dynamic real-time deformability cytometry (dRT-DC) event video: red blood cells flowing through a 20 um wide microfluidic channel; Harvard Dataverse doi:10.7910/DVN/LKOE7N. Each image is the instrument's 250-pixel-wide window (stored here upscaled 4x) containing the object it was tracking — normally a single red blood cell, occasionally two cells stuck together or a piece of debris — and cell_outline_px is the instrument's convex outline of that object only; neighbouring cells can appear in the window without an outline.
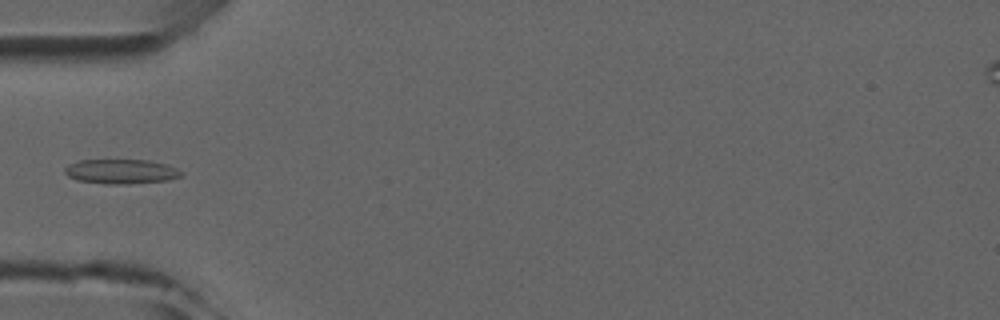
{"species": "common noctule bat (a hibernating species)", "species_latin": "Nyctalus noctula", "temperature_condition": "room temperature", "stored_images_in_passage": 5, "camera_frame_rate_fps": 3000, "um_per_image_px": 0.085, "animal": {"sex": "male", "forearm_length_mm": 52.5}, "frame": {"image": 1, "passage_image": 4, "time_ms": 3.333, "image_size_px": [1000, 320], "cell_outline_px": [[184, 176], [168, 180], [128, 184], [104, 184], [76, 180], [68, 176], [64, 172], [64, 168], [68, 164], [80, 160], [148, 160], [168, 164], [184, 172]], "centroid_in_image_um": [10.32, 14.58], "position_along_channel_um": 74.7, "area_um2": 16.94}}
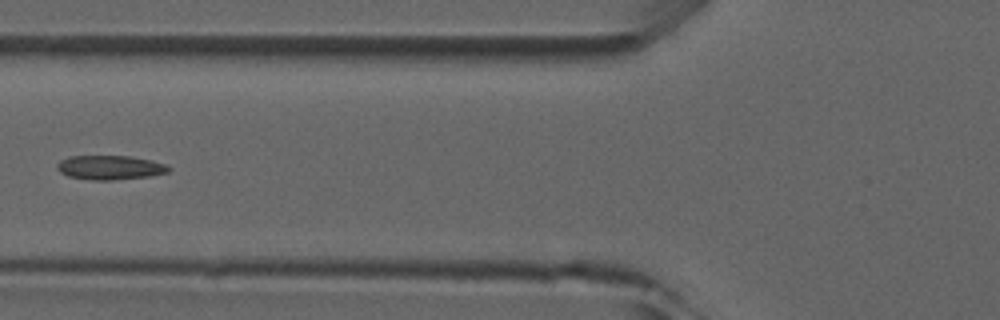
{"frame": {"image": 2, "passage_image": 5, "time_ms": 4.333, "image_size_px": [1000, 320], "cell_outline_px": [[172, 168], [168, 172], [148, 176], [112, 180], [92, 180], [68, 176], [60, 172], [56, 168], [56, 164], [60, 160], [68, 156], [128, 156], [152, 160], [168, 164]], "centroid_in_image_um": [9.35, 14.23], "position_along_channel_um": 116.4, "area_um2": 15.84}}